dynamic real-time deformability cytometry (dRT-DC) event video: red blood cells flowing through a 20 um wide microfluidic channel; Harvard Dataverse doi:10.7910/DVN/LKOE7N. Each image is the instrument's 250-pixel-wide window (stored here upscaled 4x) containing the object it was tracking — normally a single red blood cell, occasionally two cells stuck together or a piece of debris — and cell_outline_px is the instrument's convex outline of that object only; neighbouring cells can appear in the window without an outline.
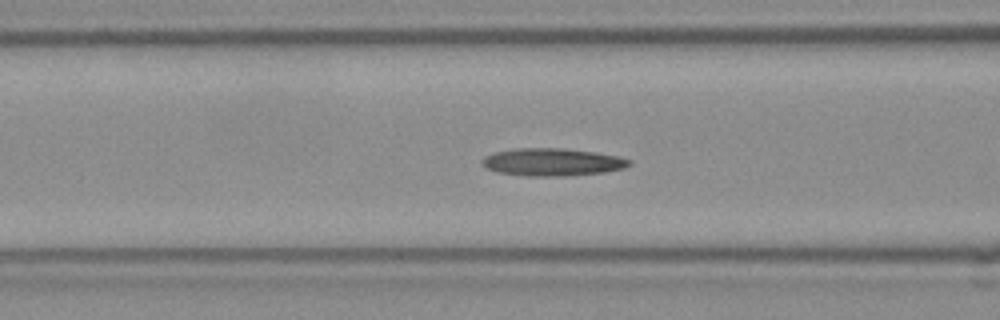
{"species": "Egyptian fruit bat (a non-hibernating species)", "species_latin": "Rousettus aegyptiacus", "temperature_condition": "room temperature", "stored_images_in_passage": 40, "camera_frame_rate_fps": 3000, "um_per_image_px": 0.085, "frame": {"image": 1, "passage_image": 8, "time_ms": 2.333, "image_size_px": [1000, 320], "cell_outline_px": [[632, 164], [624, 168], [604, 172], [564, 176], [528, 176], [496, 172], [480, 164], [480, 160], [484, 156], [492, 152], [516, 148], [564, 148], [596, 152], [620, 156], [632, 160]], "centroid_in_image_um": [46.94, 13.77], "position_along_channel_um": 119.7, "area_um2": 23.99}}
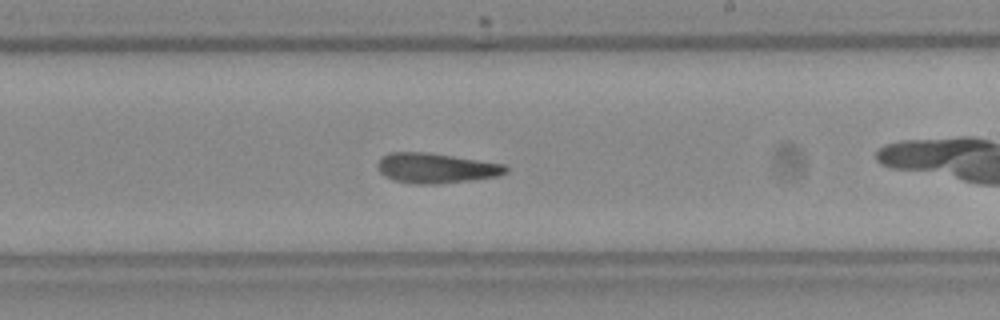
{"frame": {"image": 2, "passage_image": 18, "time_ms": 5.667, "image_size_px": [1000, 320], "cell_outline_px": [[508, 172], [496, 176], [472, 180], [440, 184], [412, 184], [396, 180], [384, 176], [380, 172], [376, 164], [380, 156], [388, 152], [428, 152], [504, 164], [508, 168]], "centroid_in_image_um": [37.02, 14.28], "position_along_channel_um": 252.0, "area_um2": 22.6}}
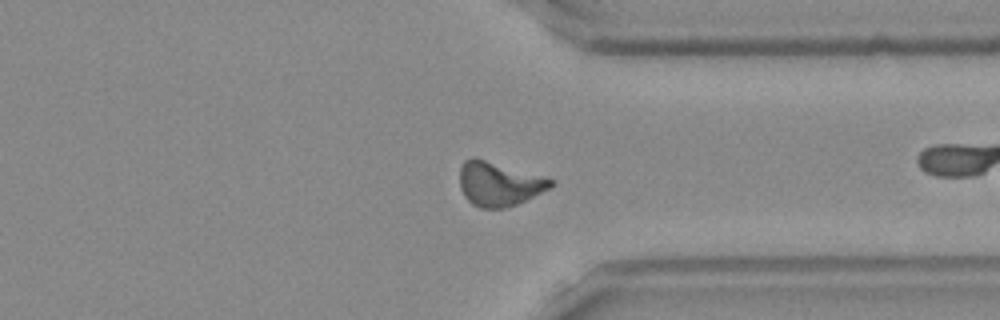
{"frame": {"image": 3, "passage_image": 27, "time_ms": 8.667, "image_size_px": [1000, 320], "cell_outline_px": [[556, 184], [516, 204], [504, 208], [480, 208], [472, 204], [464, 196], [460, 188], [460, 168], [464, 160], [472, 156], [476, 156], [552, 180]], "centroid_in_image_um": [42.33, 15.61], "position_along_channel_um": 369.1, "area_um2": 23.12}}